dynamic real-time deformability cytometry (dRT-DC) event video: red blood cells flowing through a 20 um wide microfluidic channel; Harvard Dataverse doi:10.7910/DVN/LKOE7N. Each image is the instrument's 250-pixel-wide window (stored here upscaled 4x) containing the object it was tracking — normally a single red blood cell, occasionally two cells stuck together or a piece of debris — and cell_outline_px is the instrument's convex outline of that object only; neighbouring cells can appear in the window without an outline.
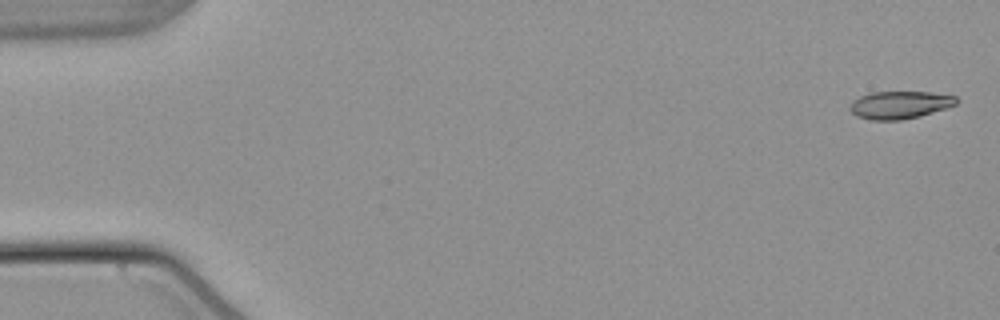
{"species": "common noctule bat (a hibernating species)", "species_latin": "Nyctalus noctula", "temperature_condition": "warm", "stored_images_in_passage": 38, "camera_frame_rate_fps": 3000, "um_per_image_px": 0.085, "animal": {"sex": "male", "body_mass_g": 21.5, "forearm_length_mm": 52.0}, "frame": {"image": 1, "passage_image": 1, "time_ms": 0.0, "image_size_px": [1000, 320], "cell_outline_px": [[960, 100], [956, 104], [948, 108], [920, 116], [900, 120], [872, 120], [856, 116], [848, 108], [852, 100], [860, 96], [872, 92], [928, 92], [956, 96]], "centroid_in_image_um": [76.49, 8.92], "position_along_channel_um": 8.5, "area_um2": 17.28}}
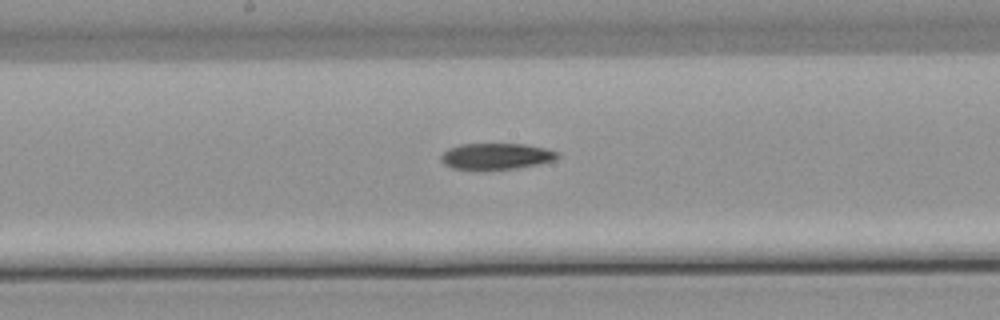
{"frame": {"image": 2, "passage_image": 28, "time_ms": 9.0, "image_size_px": [1000, 320], "cell_outline_px": [[560, 156], [556, 160], [540, 164], [516, 168], [452, 168], [444, 164], [440, 160], [440, 156], [448, 148], [460, 144], [524, 144], [544, 148], [556, 152]], "centroid_in_image_um": [42.18, 13.26], "position_along_channel_um": 206.0, "area_um2": 17.46}}
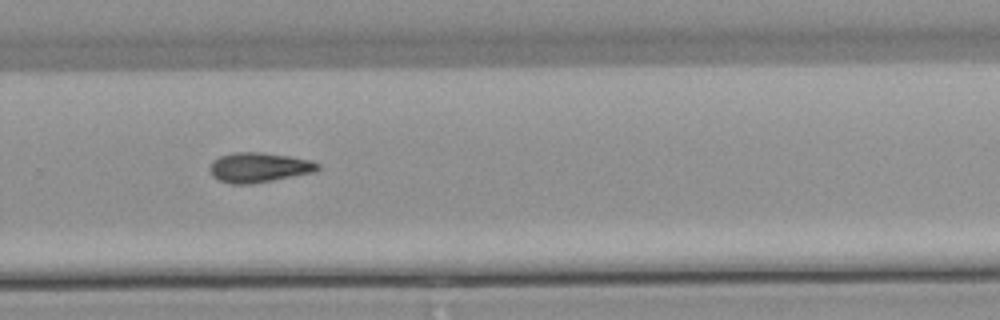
{"frame": {"image": 3, "passage_image": 36, "time_ms": 11.667, "image_size_px": [1000, 320], "cell_outline_px": [[320, 168], [312, 172], [252, 184], [232, 184], [220, 180], [212, 176], [208, 168], [212, 160], [220, 156], [232, 152], [260, 152], [288, 156], [308, 160], [320, 164]], "centroid_in_image_um": [21.94, 14.23], "position_along_channel_um": 307.9, "area_um2": 18.61}}